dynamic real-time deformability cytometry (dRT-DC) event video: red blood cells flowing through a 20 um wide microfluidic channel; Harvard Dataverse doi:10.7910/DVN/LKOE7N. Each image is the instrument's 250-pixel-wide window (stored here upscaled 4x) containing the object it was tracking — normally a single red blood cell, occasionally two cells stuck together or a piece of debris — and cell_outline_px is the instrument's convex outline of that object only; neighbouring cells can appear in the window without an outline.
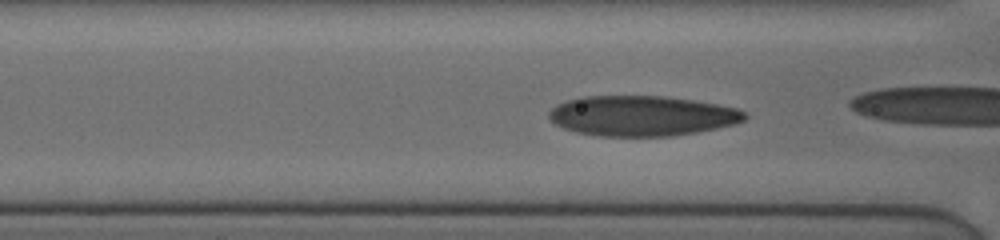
{"species": "human", "species_latin": "Homo sapiens", "temperature_condition": "cold", "stored_images_in_passage": 26, "camera_frame_rate_fps": 3000, "um_per_image_px": 0.085, "donor": {"sex": "female"}, "frame": {"image": 1, "passage_image": 5, "time_ms": 1.333, "image_size_px": [1000, 240], "cell_outline_px": [[748, 116], [744, 120], [736, 124], [696, 132], [672, 136], [600, 136], [576, 132], [564, 128], [556, 124], [548, 116], [548, 112], [552, 108], [568, 100], [580, 96], [664, 96], [692, 100], [716, 104], [736, 108], [744, 112]], "centroid_in_image_um": [54.56, 9.85], "position_along_channel_um": 112.0, "area_um2": 45.72}}